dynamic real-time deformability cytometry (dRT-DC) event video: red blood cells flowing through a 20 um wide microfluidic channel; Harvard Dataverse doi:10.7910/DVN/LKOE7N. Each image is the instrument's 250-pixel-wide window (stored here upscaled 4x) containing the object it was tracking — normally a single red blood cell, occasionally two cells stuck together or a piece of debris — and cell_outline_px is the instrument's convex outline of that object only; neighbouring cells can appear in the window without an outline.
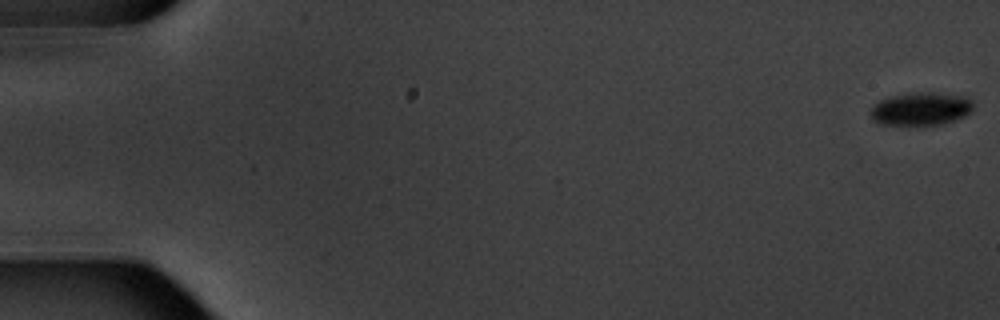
{"species": "common noctule bat (a hibernating species)", "species_latin": "Nyctalus noctula", "temperature_condition": "warm", "stored_images_in_passage": 6, "camera_frame_rate_fps": 3000, "um_per_image_px": 0.085, "animal": {"sex": "male", "body_mass_g": 20.1, "forearm_length_mm": 53.5}, "frame": {"image": 1, "passage_image": 1, "time_ms": 0.0, "image_size_px": [1000, 320], "cell_outline_px": [[972, 108], [964, 116], [944, 124], [880, 124], [872, 120], [872, 108], [880, 100], [892, 96], [916, 92], [932, 92], [964, 96], [972, 100]], "centroid_in_image_um": [78.29, 9.24], "position_along_channel_um": 6.7, "area_um2": 19.36}}
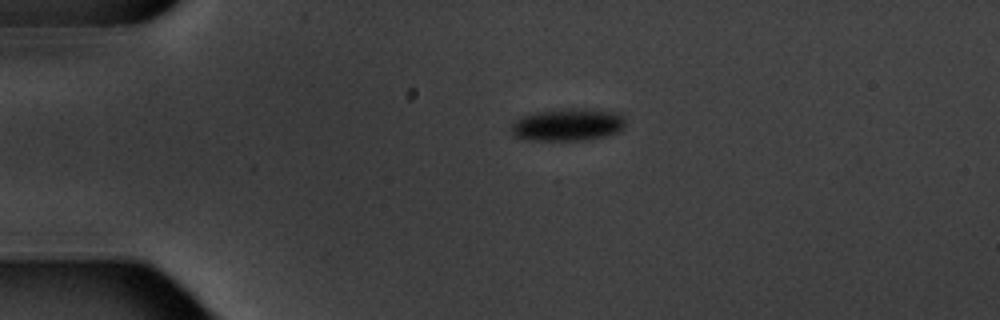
{"frame": {"image": 2, "passage_image": 4, "time_ms": 4.333, "image_size_px": [1000, 320], "cell_outline_px": [[624, 128], [620, 132], [608, 136], [592, 140], [520, 140], [508, 128], [512, 120], [520, 116], [536, 112], [564, 108], [572, 108], [616, 112], [624, 116]], "centroid_in_image_um": [48.21, 10.61], "position_along_channel_um": 36.8, "area_um2": 22.14}}
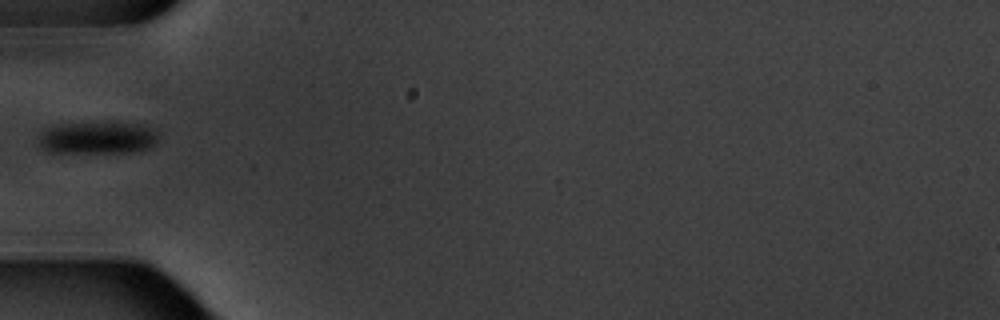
{"frame": {"image": 3, "passage_image": 6, "time_ms": 6.667, "image_size_px": [1000, 320], "cell_outline_px": [[156, 144], [148, 148], [128, 152], [48, 152], [40, 148], [40, 136], [48, 128], [64, 124], [140, 124], [152, 128], [156, 132]], "centroid_in_image_um": [8.3, 11.74], "position_along_channel_um": 76.7, "area_um2": 21.68}}